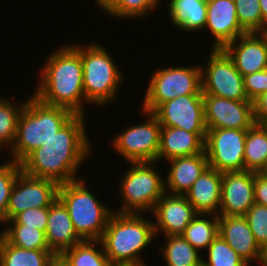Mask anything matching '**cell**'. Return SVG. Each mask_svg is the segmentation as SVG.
I'll return each mask as SVG.
<instances>
[{"instance_id": "484cf974", "label": "cell", "mask_w": 267, "mask_h": 266, "mask_svg": "<svg viewBox=\"0 0 267 266\" xmlns=\"http://www.w3.org/2000/svg\"><path fill=\"white\" fill-rule=\"evenodd\" d=\"M58 258L67 266H113L100 240H83L65 250Z\"/></svg>"}, {"instance_id": "5bb4252c", "label": "cell", "mask_w": 267, "mask_h": 266, "mask_svg": "<svg viewBox=\"0 0 267 266\" xmlns=\"http://www.w3.org/2000/svg\"><path fill=\"white\" fill-rule=\"evenodd\" d=\"M207 128L248 130L255 122L253 102L203 94Z\"/></svg>"}, {"instance_id": "ab89813d", "label": "cell", "mask_w": 267, "mask_h": 266, "mask_svg": "<svg viewBox=\"0 0 267 266\" xmlns=\"http://www.w3.org/2000/svg\"><path fill=\"white\" fill-rule=\"evenodd\" d=\"M253 117L257 124L267 123V92L261 93L253 101Z\"/></svg>"}, {"instance_id": "cb8c5ba5", "label": "cell", "mask_w": 267, "mask_h": 266, "mask_svg": "<svg viewBox=\"0 0 267 266\" xmlns=\"http://www.w3.org/2000/svg\"><path fill=\"white\" fill-rule=\"evenodd\" d=\"M169 19L183 31L204 30L207 22V0H168Z\"/></svg>"}, {"instance_id": "4fadbf2b", "label": "cell", "mask_w": 267, "mask_h": 266, "mask_svg": "<svg viewBox=\"0 0 267 266\" xmlns=\"http://www.w3.org/2000/svg\"><path fill=\"white\" fill-rule=\"evenodd\" d=\"M152 114L161 126L207 133L203 95H183L160 104Z\"/></svg>"}, {"instance_id": "52a82bcc", "label": "cell", "mask_w": 267, "mask_h": 266, "mask_svg": "<svg viewBox=\"0 0 267 266\" xmlns=\"http://www.w3.org/2000/svg\"><path fill=\"white\" fill-rule=\"evenodd\" d=\"M156 163L129 162L131 168L123 173L119 183L122 205L115 212L143 214L153 211L157 201L166 193L165 179L155 168Z\"/></svg>"}, {"instance_id": "d4e9b609", "label": "cell", "mask_w": 267, "mask_h": 266, "mask_svg": "<svg viewBox=\"0 0 267 266\" xmlns=\"http://www.w3.org/2000/svg\"><path fill=\"white\" fill-rule=\"evenodd\" d=\"M245 170L267 172V126L254 123L248 130L244 146Z\"/></svg>"}, {"instance_id": "44dd1931", "label": "cell", "mask_w": 267, "mask_h": 266, "mask_svg": "<svg viewBox=\"0 0 267 266\" xmlns=\"http://www.w3.org/2000/svg\"><path fill=\"white\" fill-rule=\"evenodd\" d=\"M45 233L48 247L56 257L83 241L74 229L67 208L58 198L48 207Z\"/></svg>"}, {"instance_id": "7a4b0ae2", "label": "cell", "mask_w": 267, "mask_h": 266, "mask_svg": "<svg viewBox=\"0 0 267 266\" xmlns=\"http://www.w3.org/2000/svg\"><path fill=\"white\" fill-rule=\"evenodd\" d=\"M33 95L41 102L85 115L80 45H64L50 53Z\"/></svg>"}, {"instance_id": "7dc6e473", "label": "cell", "mask_w": 267, "mask_h": 266, "mask_svg": "<svg viewBox=\"0 0 267 266\" xmlns=\"http://www.w3.org/2000/svg\"><path fill=\"white\" fill-rule=\"evenodd\" d=\"M160 1V2H159ZM156 2L160 5V3H161V0H156Z\"/></svg>"}, {"instance_id": "603a6c76", "label": "cell", "mask_w": 267, "mask_h": 266, "mask_svg": "<svg viewBox=\"0 0 267 266\" xmlns=\"http://www.w3.org/2000/svg\"><path fill=\"white\" fill-rule=\"evenodd\" d=\"M222 172L208 167L185 194L198 214L219 216Z\"/></svg>"}, {"instance_id": "1f68e13d", "label": "cell", "mask_w": 267, "mask_h": 266, "mask_svg": "<svg viewBox=\"0 0 267 266\" xmlns=\"http://www.w3.org/2000/svg\"><path fill=\"white\" fill-rule=\"evenodd\" d=\"M206 250L208 259L202 257V263L206 266H250L219 234Z\"/></svg>"}, {"instance_id": "d590c367", "label": "cell", "mask_w": 267, "mask_h": 266, "mask_svg": "<svg viewBox=\"0 0 267 266\" xmlns=\"http://www.w3.org/2000/svg\"><path fill=\"white\" fill-rule=\"evenodd\" d=\"M261 248L267 245V207L254 203L244 215Z\"/></svg>"}, {"instance_id": "b9f144b4", "label": "cell", "mask_w": 267, "mask_h": 266, "mask_svg": "<svg viewBox=\"0 0 267 266\" xmlns=\"http://www.w3.org/2000/svg\"><path fill=\"white\" fill-rule=\"evenodd\" d=\"M102 11H107L117 0H94Z\"/></svg>"}, {"instance_id": "74e56055", "label": "cell", "mask_w": 267, "mask_h": 266, "mask_svg": "<svg viewBox=\"0 0 267 266\" xmlns=\"http://www.w3.org/2000/svg\"><path fill=\"white\" fill-rule=\"evenodd\" d=\"M244 89L250 101L267 92V69L243 76Z\"/></svg>"}, {"instance_id": "5b68a950", "label": "cell", "mask_w": 267, "mask_h": 266, "mask_svg": "<svg viewBox=\"0 0 267 266\" xmlns=\"http://www.w3.org/2000/svg\"><path fill=\"white\" fill-rule=\"evenodd\" d=\"M84 179L79 177L59 185L58 199L67 208L74 229L82 240H100L114 210L87 189Z\"/></svg>"}, {"instance_id": "f35d334b", "label": "cell", "mask_w": 267, "mask_h": 266, "mask_svg": "<svg viewBox=\"0 0 267 266\" xmlns=\"http://www.w3.org/2000/svg\"><path fill=\"white\" fill-rule=\"evenodd\" d=\"M255 203L267 207V172H254Z\"/></svg>"}, {"instance_id": "7402d4cb", "label": "cell", "mask_w": 267, "mask_h": 266, "mask_svg": "<svg viewBox=\"0 0 267 266\" xmlns=\"http://www.w3.org/2000/svg\"><path fill=\"white\" fill-rule=\"evenodd\" d=\"M206 133H193L176 127L162 126L157 162L204 152Z\"/></svg>"}, {"instance_id": "ac0fdd59", "label": "cell", "mask_w": 267, "mask_h": 266, "mask_svg": "<svg viewBox=\"0 0 267 266\" xmlns=\"http://www.w3.org/2000/svg\"><path fill=\"white\" fill-rule=\"evenodd\" d=\"M207 22L214 39L212 49H223L236 38L247 33L240 25L234 0H207Z\"/></svg>"}, {"instance_id": "60d3db41", "label": "cell", "mask_w": 267, "mask_h": 266, "mask_svg": "<svg viewBox=\"0 0 267 266\" xmlns=\"http://www.w3.org/2000/svg\"><path fill=\"white\" fill-rule=\"evenodd\" d=\"M262 13V32H267V0H259Z\"/></svg>"}, {"instance_id": "30bf717a", "label": "cell", "mask_w": 267, "mask_h": 266, "mask_svg": "<svg viewBox=\"0 0 267 266\" xmlns=\"http://www.w3.org/2000/svg\"><path fill=\"white\" fill-rule=\"evenodd\" d=\"M207 65L201 66L202 93L231 100H249L243 76L223 49H211ZM206 66V68H205Z\"/></svg>"}, {"instance_id": "e0dca14e", "label": "cell", "mask_w": 267, "mask_h": 266, "mask_svg": "<svg viewBox=\"0 0 267 266\" xmlns=\"http://www.w3.org/2000/svg\"><path fill=\"white\" fill-rule=\"evenodd\" d=\"M155 234L181 235L198 214L185 195L165 193L156 203L153 211Z\"/></svg>"}, {"instance_id": "6da1fadb", "label": "cell", "mask_w": 267, "mask_h": 266, "mask_svg": "<svg viewBox=\"0 0 267 266\" xmlns=\"http://www.w3.org/2000/svg\"><path fill=\"white\" fill-rule=\"evenodd\" d=\"M85 121V115L75 114L55 136L20 163L21 170L58 185L78 180L79 167L92 153Z\"/></svg>"}, {"instance_id": "f1b7e54d", "label": "cell", "mask_w": 267, "mask_h": 266, "mask_svg": "<svg viewBox=\"0 0 267 266\" xmlns=\"http://www.w3.org/2000/svg\"><path fill=\"white\" fill-rule=\"evenodd\" d=\"M207 216H211V219H206ZM218 231V215L197 214L181 235L187 242H189L200 252V250H206L208 248V246L217 237Z\"/></svg>"}, {"instance_id": "7c38bea8", "label": "cell", "mask_w": 267, "mask_h": 266, "mask_svg": "<svg viewBox=\"0 0 267 266\" xmlns=\"http://www.w3.org/2000/svg\"><path fill=\"white\" fill-rule=\"evenodd\" d=\"M59 185L49 179L36 178L21 171L12 188L6 221L29 208L50 207L58 198Z\"/></svg>"}, {"instance_id": "8fae6325", "label": "cell", "mask_w": 267, "mask_h": 266, "mask_svg": "<svg viewBox=\"0 0 267 266\" xmlns=\"http://www.w3.org/2000/svg\"><path fill=\"white\" fill-rule=\"evenodd\" d=\"M247 130L207 128L204 151L209 167L218 172L245 171Z\"/></svg>"}, {"instance_id": "277c9868", "label": "cell", "mask_w": 267, "mask_h": 266, "mask_svg": "<svg viewBox=\"0 0 267 266\" xmlns=\"http://www.w3.org/2000/svg\"><path fill=\"white\" fill-rule=\"evenodd\" d=\"M74 115L71 110L45 104L32 94L18 119L16 137L9 149L11 160L20 164L31 152L55 136Z\"/></svg>"}, {"instance_id": "9a60e30c", "label": "cell", "mask_w": 267, "mask_h": 266, "mask_svg": "<svg viewBox=\"0 0 267 266\" xmlns=\"http://www.w3.org/2000/svg\"><path fill=\"white\" fill-rule=\"evenodd\" d=\"M254 203V172L222 173L219 215L244 216Z\"/></svg>"}, {"instance_id": "8992f818", "label": "cell", "mask_w": 267, "mask_h": 266, "mask_svg": "<svg viewBox=\"0 0 267 266\" xmlns=\"http://www.w3.org/2000/svg\"><path fill=\"white\" fill-rule=\"evenodd\" d=\"M97 44L93 42L85 47L80 45V56L83 66L84 104L100 107L115 100L124 75L113 56L109 55L110 52Z\"/></svg>"}, {"instance_id": "83f0119b", "label": "cell", "mask_w": 267, "mask_h": 266, "mask_svg": "<svg viewBox=\"0 0 267 266\" xmlns=\"http://www.w3.org/2000/svg\"><path fill=\"white\" fill-rule=\"evenodd\" d=\"M160 252L167 266H198L202 263L201 253L187 242L182 235L166 236Z\"/></svg>"}, {"instance_id": "3957f363", "label": "cell", "mask_w": 267, "mask_h": 266, "mask_svg": "<svg viewBox=\"0 0 267 266\" xmlns=\"http://www.w3.org/2000/svg\"><path fill=\"white\" fill-rule=\"evenodd\" d=\"M147 219L142 214L113 212L100 239L113 265L146 264L139 253L156 237L154 221Z\"/></svg>"}, {"instance_id": "4316f807", "label": "cell", "mask_w": 267, "mask_h": 266, "mask_svg": "<svg viewBox=\"0 0 267 266\" xmlns=\"http://www.w3.org/2000/svg\"><path fill=\"white\" fill-rule=\"evenodd\" d=\"M57 257L50 250H29L0 243V266H51Z\"/></svg>"}, {"instance_id": "d6a6232c", "label": "cell", "mask_w": 267, "mask_h": 266, "mask_svg": "<svg viewBox=\"0 0 267 266\" xmlns=\"http://www.w3.org/2000/svg\"><path fill=\"white\" fill-rule=\"evenodd\" d=\"M158 5L156 0H117L105 13L118 20L137 19L149 15Z\"/></svg>"}, {"instance_id": "836d02e7", "label": "cell", "mask_w": 267, "mask_h": 266, "mask_svg": "<svg viewBox=\"0 0 267 266\" xmlns=\"http://www.w3.org/2000/svg\"><path fill=\"white\" fill-rule=\"evenodd\" d=\"M0 165V223L6 221V211L12 188L18 174L22 171L21 165L13 160ZM10 160V161H9Z\"/></svg>"}, {"instance_id": "9c48e42d", "label": "cell", "mask_w": 267, "mask_h": 266, "mask_svg": "<svg viewBox=\"0 0 267 266\" xmlns=\"http://www.w3.org/2000/svg\"><path fill=\"white\" fill-rule=\"evenodd\" d=\"M142 112L148 117L145 122L130 125L111 139L114 150L127 162H157L162 126L152 113Z\"/></svg>"}, {"instance_id": "ee69618b", "label": "cell", "mask_w": 267, "mask_h": 266, "mask_svg": "<svg viewBox=\"0 0 267 266\" xmlns=\"http://www.w3.org/2000/svg\"><path fill=\"white\" fill-rule=\"evenodd\" d=\"M51 266H67L58 257L52 262Z\"/></svg>"}, {"instance_id": "f6af8a7d", "label": "cell", "mask_w": 267, "mask_h": 266, "mask_svg": "<svg viewBox=\"0 0 267 266\" xmlns=\"http://www.w3.org/2000/svg\"><path fill=\"white\" fill-rule=\"evenodd\" d=\"M113 266H146V264H137V265H113Z\"/></svg>"}, {"instance_id": "ba28073f", "label": "cell", "mask_w": 267, "mask_h": 266, "mask_svg": "<svg viewBox=\"0 0 267 266\" xmlns=\"http://www.w3.org/2000/svg\"><path fill=\"white\" fill-rule=\"evenodd\" d=\"M160 68L145 92L142 110L152 113L160 104L183 95H203L201 65Z\"/></svg>"}, {"instance_id": "d6986e66", "label": "cell", "mask_w": 267, "mask_h": 266, "mask_svg": "<svg viewBox=\"0 0 267 266\" xmlns=\"http://www.w3.org/2000/svg\"><path fill=\"white\" fill-rule=\"evenodd\" d=\"M218 234L248 265L252 261L260 263L262 248L244 216L219 215Z\"/></svg>"}, {"instance_id": "8d00e7d4", "label": "cell", "mask_w": 267, "mask_h": 266, "mask_svg": "<svg viewBox=\"0 0 267 266\" xmlns=\"http://www.w3.org/2000/svg\"><path fill=\"white\" fill-rule=\"evenodd\" d=\"M48 220V207L29 208L18 213L13 219L5 223L23 224L27 227H37L38 230L46 232Z\"/></svg>"}, {"instance_id": "4dcf8cb0", "label": "cell", "mask_w": 267, "mask_h": 266, "mask_svg": "<svg viewBox=\"0 0 267 266\" xmlns=\"http://www.w3.org/2000/svg\"><path fill=\"white\" fill-rule=\"evenodd\" d=\"M25 103L26 100L19 105L14 104L0 96V148L4 146L11 149L16 137L18 119Z\"/></svg>"}, {"instance_id": "7bdbcfd3", "label": "cell", "mask_w": 267, "mask_h": 266, "mask_svg": "<svg viewBox=\"0 0 267 266\" xmlns=\"http://www.w3.org/2000/svg\"><path fill=\"white\" fill-rule=\"evenodd\" d=\"M259 264L261 266H267V245L262 248L261 260Z\"/></svg>"}, {"instance_id": "bcb514c9", "label": "cell", "mask_w": 267, "mask_h": 266, "mask_svg": "<svg viewBox=\"0 0 267 266\" xmlns=\"http://www.w3.org/2000/svg\"><path fill=\"white\" fill-rule=\"evenodd\" d=\"M2 238H3V231L0 232V243H1Z\"/></svg>"}, {"instance_id": "ffe728a7", "label": "cell", "mask_w": 267, "mask_h": 266, "mask_svg": "<svg viewBox=\"0 0 267 266\" xmlns=\"http://www.w3.org/2000/svg\"><path fill=\"white\" fill-rule=\"evenodd\" d=\"M168 163L170 168L165 177V192L173 195H185L209 167L205 151L193 156L177 157L168 160Z\"/></svg>"}, {"instance_id": "e575fe53", "label": "cell", "mask_w": 267, "mask_h": 266, "mask_svg": "<svg viewBox=\"0 0 267 266\" xmlns=\"http://www.w3.org/2000/svg\"><path fill=\"white\" fill-rule=\"evenodd\" d=\"M237 18L247 32H262V13L259 0H234Z\"/></svg>"}, {"instance_id": "2e32d148", "label": "cell", "mask_w": 267, "mask_h": 266, "mask_svg": "<svg viewBox=\"0 0 267 266\" xmlns=\"http://www.w3.org/2000/svg\"><path fill=\"white\" fill-rule=\"evenodd\" d=\"M223 50L242 76L267 69V32L245 33Z\"/></svg>"}, {"instance_id": "f546056e", "label": "cell", "mask_w": 267, "mask_h": 266, "mask_svg": "<svg viewBox=\"0 0 267 266\" xmlns=\"http://www.w3.org/2000/svg\"><path fill=\"white\" fill-rule=\"evenodd\" d=\"M2 231L3 238L13 246L29 250H50L46 233L37 227L8 223Z\"/></svg>"}]
</instances>
